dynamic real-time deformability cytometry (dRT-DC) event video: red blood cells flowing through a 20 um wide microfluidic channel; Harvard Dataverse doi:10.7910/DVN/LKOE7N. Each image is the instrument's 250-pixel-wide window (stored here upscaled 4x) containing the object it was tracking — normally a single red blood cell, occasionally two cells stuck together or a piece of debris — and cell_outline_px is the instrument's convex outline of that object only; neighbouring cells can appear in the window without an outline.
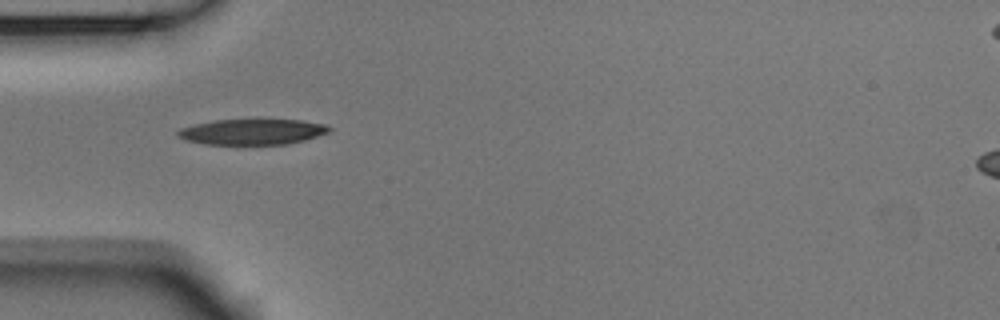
{"species": "Egyptian fruit bat (a non-hibernating species)", "species_latin": "Rousettus aegyptiacus", "temperature_condition": "room temperature", "stored_images_in_passage": 39, "camera_frame_rate_fps": 3000, "um_per_image_px": 0.085, "animal": {"sex": "male"}, "frame": {"image": 1, "passage_image": 1, "time_ms": 0.0, "image_size_px": [1000, 320], "cell_outline_px": [[332, 128], [328, 132], [304, 140], [288, 144], [204, 144], [184, 140], [176, 136], [176, 132], [180, 128], [212, 120], [300, 120], [324, 124]], "centroid_in_image_um": [21.39, 11.21], "position_along_channel_um": 63.6, "area_um2": 22.48}}
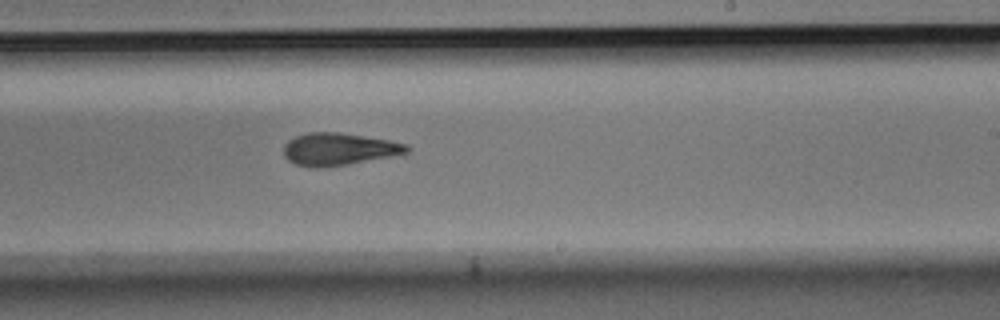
{"frame": {"image": 2, "passage_image": 17, "time_ms": 5.333, "image_size_px": [1000, 320], "cell_outline_px": [[412, 148], [408, 152], [348, 164], [324, 168], [316, 168], [296, 164], [288, 160], [284, 156], [284, 144], [288, 140], [296, 136], [308, 132], [340, 132], [388, 140], [408, 144]], "centroid_in_image_um": [28.77, 12.67], "position_along_channel_um": 260.2, "area_um2": 23.12}}
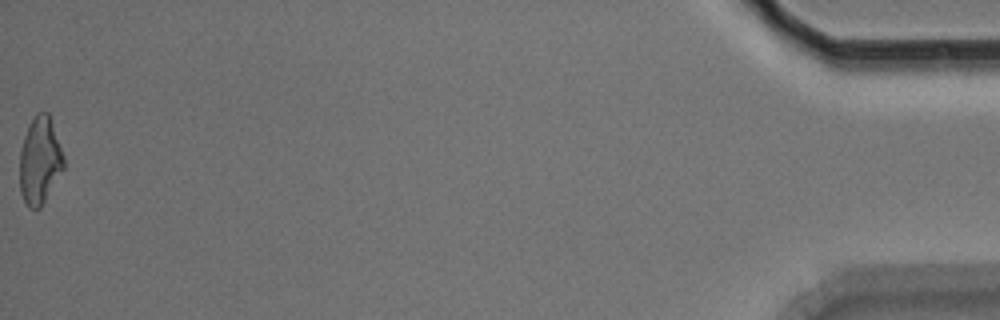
{"frame": {"image": 3, "passage_image": 39, "time_ms": 12.667, "image_size_px": [1000, 320], "cell_outline_px": [[64, 168], [40, 208], [28, 208], [20, 192], [20, 148], [28, 124], [36, 112], [48, 112], [64, 156]], "centroid_in_image_um": [3.37, 13.63], "position_along_channel_um": 431.8, "area_um2": 22.31}, "authors_computed_cell_mechanics": {"area_um2": 22.9466, "velocity_mm_per_s": 3.6924, "shape_relaxation_time_tau1_ms": 6.0829, "shape_relaxation_time_tau2_ms": 4.8414, "deformation_change_tau1": 0.1668, "deformation_change_tau2": 0.1406}}